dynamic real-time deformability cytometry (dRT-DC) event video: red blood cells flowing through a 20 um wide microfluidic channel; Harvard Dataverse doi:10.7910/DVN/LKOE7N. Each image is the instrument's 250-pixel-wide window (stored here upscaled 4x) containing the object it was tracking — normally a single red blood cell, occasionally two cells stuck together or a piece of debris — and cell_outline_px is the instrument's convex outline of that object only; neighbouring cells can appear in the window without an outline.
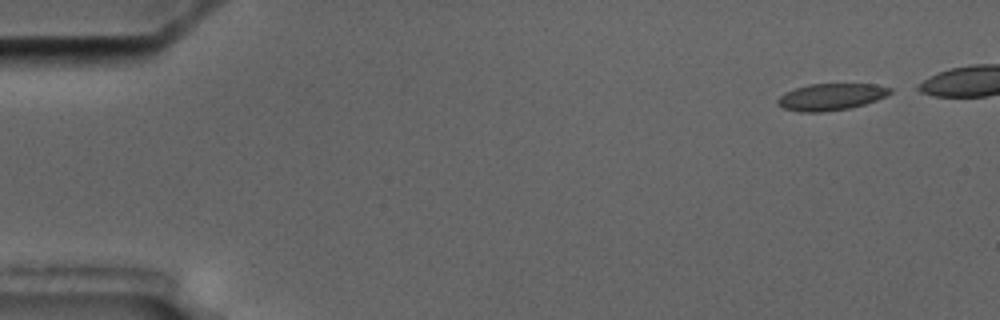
{"species": "common noctule bat (a hibernating species)", "species_latin": "Nyctalus noctula", "temperature_condition": "cold", "stored_images_in_passage": 6, "segment_of_instrument_passage": [2, 2], "camera_frame_rate_fps": 3000, "um_per_image_px": 0.085, "animal": {"sex": "male", "body_mass_g": 17.5, "forearm_length_mm": 52.3}, "frame": {"image": 1, "passage_image": 6, "time_ms": 6.667, "image_size_px": [1000, 320], "cell_outline_px": [[892, 92], [876, 100], [852, 108], [824, 112], [800, 112], [784, 108], [776, 104], [776, 100], [784, 92], [808, 84], [876, 84], [892, 88]], "centroid_in_image_um": [70.61, 8.23], "position_along_channel_um": 14.4, "area_um2": 17.63}}